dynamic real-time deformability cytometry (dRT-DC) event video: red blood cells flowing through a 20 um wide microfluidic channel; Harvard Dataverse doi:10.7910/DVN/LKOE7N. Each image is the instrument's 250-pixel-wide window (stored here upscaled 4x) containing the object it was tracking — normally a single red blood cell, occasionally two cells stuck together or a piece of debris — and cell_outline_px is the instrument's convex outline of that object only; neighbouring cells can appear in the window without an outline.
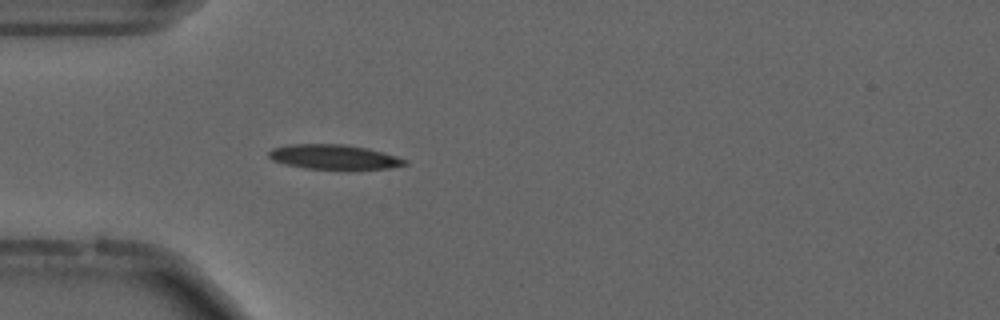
{"species": "common noctule bat (a hibernating species)", "species_latin": "Nyctalus noctula", "temperature_condition": "cold", "stored_images_in_passage": 55, "camera_frame_rate_fps": 3000, "um_per_image_px": 0.085, "animal": {"sex": "male", "forearm_length_mm": 52.5}, "frame": {"image": 1, "passage_image": 16, "time_ms": 5.0, "image_size_px": [1000, 320], "cell_outline_px": [[408, 164], [388, 168], [304, 168], [284, 164], [272, 160], [268, 156], [268, 152], [272, 148], [288, 144], [344, 144], [368, 148], [384, 152], [408, 160]], "centroid_in_image_um": [28.35, 13.32], "position_along_channel_um": 56.6, "area_um2": 19.36}, "authors_computed_cell_mechanics": {"area_um2": 18.207, "velocity_mm_per_s": 3.6931, "shape_relaxation_time_tau1_ms": 9.4081, "shape_relaxation_time_tau2_ms": null, "deformation_change_tau1": 0.1918, "deformation_change_tau2": null}}